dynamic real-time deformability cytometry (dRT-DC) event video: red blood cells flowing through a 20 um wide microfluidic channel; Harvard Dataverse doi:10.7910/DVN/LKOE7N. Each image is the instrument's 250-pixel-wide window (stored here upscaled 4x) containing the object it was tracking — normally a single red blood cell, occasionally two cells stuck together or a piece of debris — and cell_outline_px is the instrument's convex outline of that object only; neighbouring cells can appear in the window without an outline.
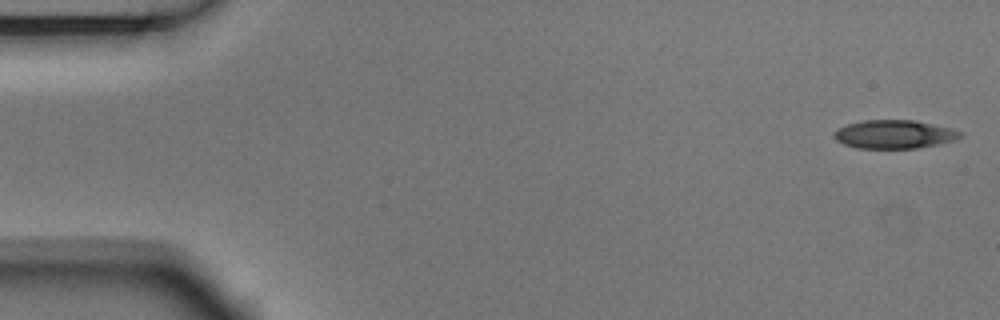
{"species": "Egyptian fruit bat (a non-hibernating species)", "species_latin": "Rousettus aegyptiacus", "temperature_condition": "room temperature", "stored_images_in_passage": 53, "camera_frame_rate_fps": 3000, "um_per_image_px": 0.085, "animal": {"sex": "male"}, "frame": {"image": 1, "passage_image": 1, "time_ms": 0.0, "image_size_px": [1000, 320], "cell_outline_px": [[964, 136], [956, 140], [916, 148], [856, 148], [844, 144], [836, 140], [836, 132], [840, 128], [848, 124], [860, 120], [916, 120], [952, 128], [964, 132]], "centroid_in_image_um": [76.09, 11.41], "position_along_channel_um": 8.9, "area_um2": 20.92}}
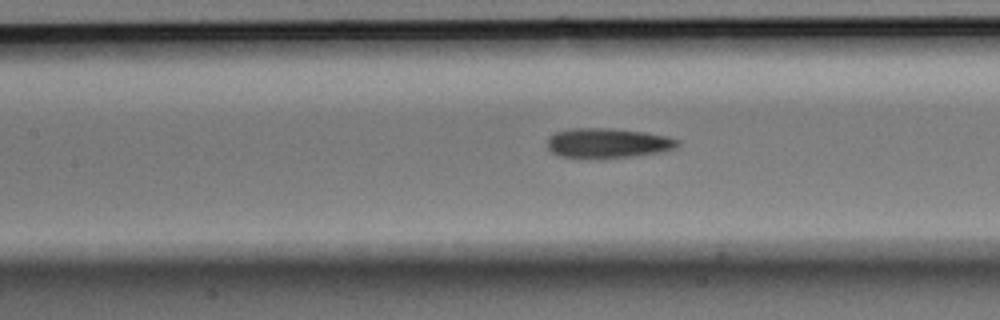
{"frame": {"image": 2, "passage_image": 23, "time_ms": 7.333, "image_size_px": [1000, 320], "cell_outline_px": [[680, 144], [672, 148], [660, 152], [632, 156], [600, 160], [560, 156], [552, 152], [548, 148], [548, 136], [556, 132], [568, 128], [612, 128], [644, 132], [668, 136], [680, 140]], "centroid_in_image_um": [51.63, 12.17], "position_along_channel_um": 155.8, "area_um2": 23.06}}
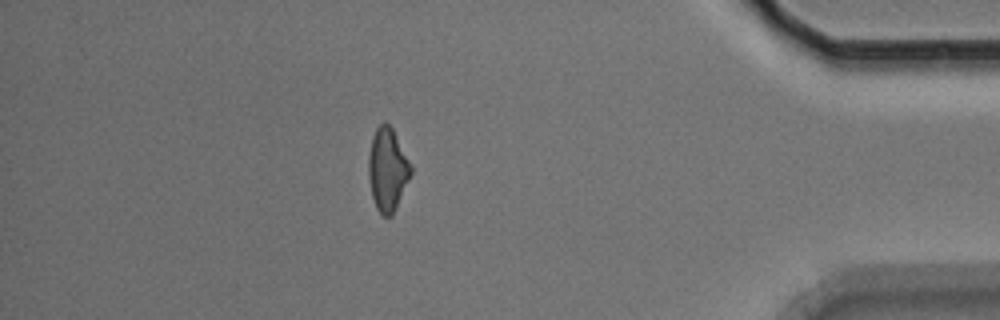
{"frame": {"image": 3, "passage_image": 46, "time_ms": 15.0, "image_size_px": [1000, 320], "cell_outline_px": [[412, 172], [392, 216], [384, 216], [376, 208], [372, 196], [368, 176], [368, 156], [372, 136], [376, 128], [384, 120], [392, 128], [412, 164]], "centroid_in_image_um": [32.93, 14.38], "position_along_channel_um": 402.3, "area_um2": 20.52}, "authors_computed_cell_mechanics": {"area_um2": 21.8484, "velocity_mm_per_s": 3.7564, "shape_relaxation_time_tau1_ms": 4.7777, "shape_relaxation_time_tau2_ms": 4.2608, "deformation_change_tau1": 0.1266, "deformation_change_tau2": 0.1466}}